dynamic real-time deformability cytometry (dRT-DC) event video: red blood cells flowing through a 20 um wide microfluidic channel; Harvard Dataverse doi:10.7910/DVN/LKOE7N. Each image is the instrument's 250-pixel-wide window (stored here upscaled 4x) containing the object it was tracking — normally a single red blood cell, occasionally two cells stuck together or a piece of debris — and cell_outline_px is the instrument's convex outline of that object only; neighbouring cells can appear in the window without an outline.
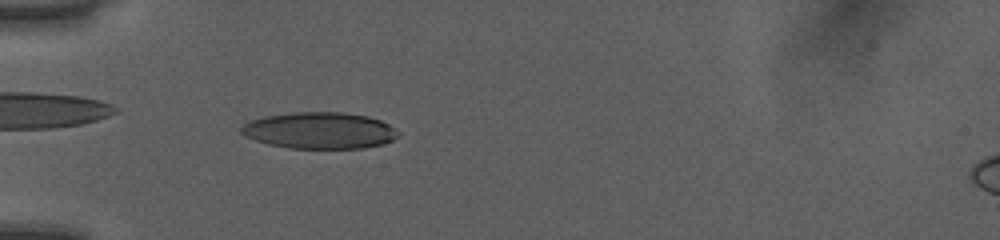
{"species": "human", "species_latin": "Homo sapiens", "temperature_condition": "room temperature", "stored_images_in_passage": 48, "camera_frame_rate_fps": 3000, "um_per_image_px": 0.085, "donor": {"sex": "female"}, "frame": {"image": 1, "passage_image": 14, "time_ms": 4.333, "image_size_px": [1000, 240], "cell_outline_px": [[400, 132], [392, 140], [384, 144], [364, 148], [288, 148], [268, 144], [244, 136], [240, 132], [240, 128], [244, 124], [252, 120], [264, 116], [292, 112], [340, 112], [368, 116], [380, 120], [388, 124]], "centroid_in_image_um": [27.16, 11.09], "position_along_channel_um": 57.8, "area_um2": 33.41}}
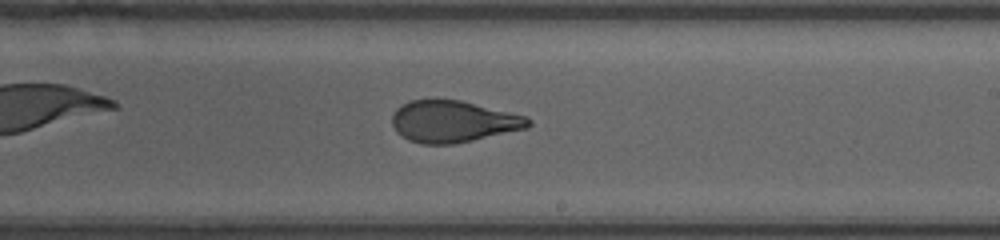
{"frame": {"image": 2, "passage_image": 29, "time_ms": 9.333, "image_size_px": [1000, 240], "cell_outline_px": [[532, 124], [528, 128], [472, 140], [452, 144], [424, 144], [408, 140], [400, 136], [396, 132], [392, 124], [392, 116], [396, 108], [412, 100], [460, 100], [528, 116], [532, 120]], "centroid_in_image_um": [38.54, 10.33], "position_along_channel_um": 250.5, "area_um2": 33.06}}
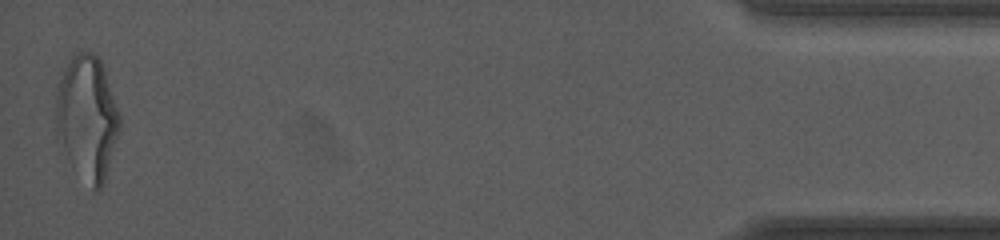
{"frame": {"image": 3, "passage_image": 48, "time_ms": 15.667, "image_size_px": [1000, 240], "cell_outline_px": [[120, 128], [104, 184], [96, 192], [92, 192], [68, 156], [56, 136], [56, 96], [60, 80], [68, 56], [76, 52], [92, 52], [100, 60], [104, 68], [120, 116]], "centroid_in_image_um": [7.41, 9.98], "position_along_channel_um": 427.8, "area_um2": 45.95}, "authors_computed_cell_mechanics": {"area_um2": 33.7263, "velocity_mm_per_s": 4.0588, "shape_relaxation_time_tau1_ms": 5.8163, "shape_relaxation_time_tau2_ms": 1.2845, "deformation_change_tau1": 0.2039, "deformation_change_tau2": 0.0846}}